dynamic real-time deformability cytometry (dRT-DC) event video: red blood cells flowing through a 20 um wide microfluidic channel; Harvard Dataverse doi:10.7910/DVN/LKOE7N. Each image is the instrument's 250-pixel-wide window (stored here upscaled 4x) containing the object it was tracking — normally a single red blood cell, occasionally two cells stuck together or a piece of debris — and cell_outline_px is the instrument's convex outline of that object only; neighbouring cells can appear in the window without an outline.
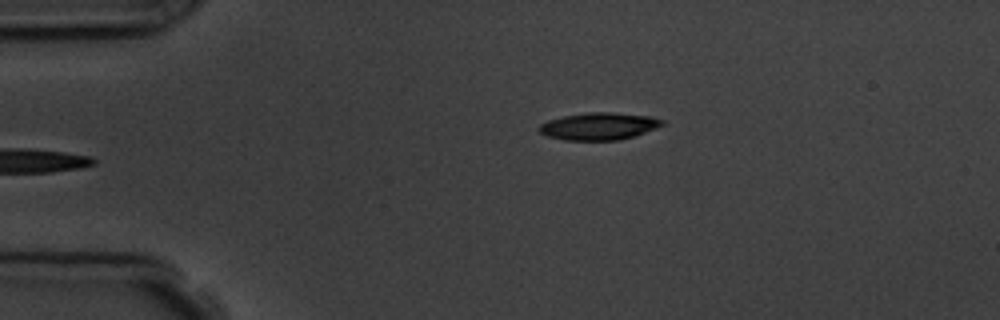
{"species": "common noctule bat (a hibernating species)", "species_latin": "Nyctalus noctula", "temperature_condition": "room temperature", "stored_images_in_passage": 5, "camera_frame_rate_fps": 3000, "um_per_image_px": 0.085, "animal": {"sex": "male", "body_mass_g": 19.5, "forearm_length_mm": 54.6}, "frame": {"image": 1, "passage_image": 5, "time_ms": 4.667, "image_size_px": [1000, 320], "cell_outline_px": [[664, 124], [656, 128], [636, 136], [620, 140], [564, 140], [548, 136], [540, 132], [536, 128], [540, 124], [548, 120], [564, 116], [588, 112], [612, 112], [652, 116], [664, 120]], "centroid_in_image_um": [50.93, 10.73], "position_along_channel_um": 34.1, "area_um2": 19.71}}